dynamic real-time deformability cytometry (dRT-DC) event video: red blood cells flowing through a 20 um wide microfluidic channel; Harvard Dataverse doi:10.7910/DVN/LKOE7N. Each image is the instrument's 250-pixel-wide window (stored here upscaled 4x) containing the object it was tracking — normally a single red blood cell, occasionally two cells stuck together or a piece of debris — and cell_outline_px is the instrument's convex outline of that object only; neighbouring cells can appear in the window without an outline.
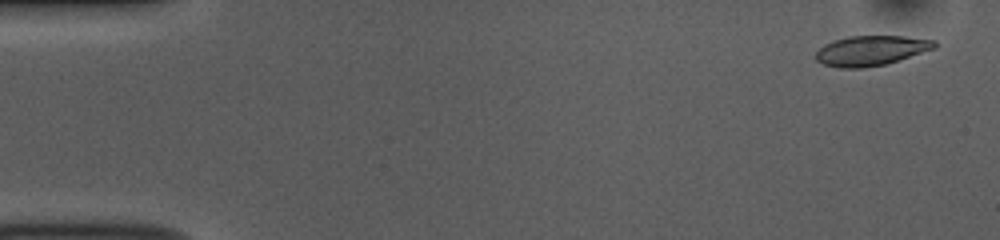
{"species": "common noctule bat (a hibernating species)", "species_latin": "Nyctalus noctula", "temperature_condition": "room temperature", "stored_images_in_passage": 52, "camera_frame_rate_fps": 3000, "um_per_image_px": 0.085, "animal": {"sex": "female", "body_mass_g": 10.0, "forearm_length_mm": 53.1}, "frame": {"image": 1, "passage_image": 2, "time_ms": 0.333, "image_size_px": [1000, 240], "cell_outline_px": [[936, 48], [884, 64], [860, 68], [840, 68], [824, 64], [816, 60], [812, 56], [824, 44], [848, 36], [904, 36], [936, 40]], "centroid_in_image_um": [74.01, 4.29], "position_along_channel_um": 11.0, "area_um2": 20.58}}
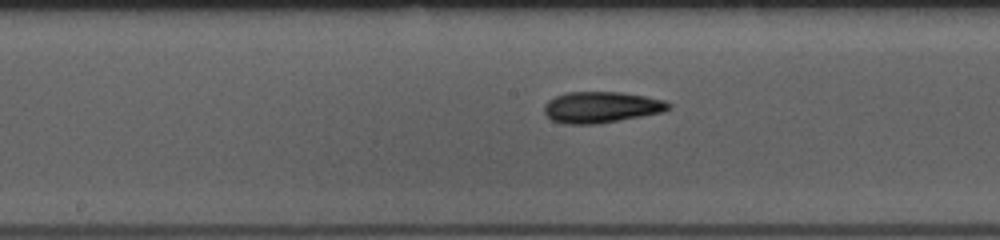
{"frame": {"image": 2, "passage_image": 26, "time_ms": 8.333, "image_size_px": [1000, 240], "cell_outline_px": [[672, 108], [664, 112], [596, 124], [568, 124], [552, 120], [544, 112], [544, 104], [548, 100], [556, 96], [568, 92], [620, 92], [644, 96], [664, 100], [672, 104]], "centroid_in_image_um": [51.13, 9.11], "position_along_channel_um": 197.1, "area_um2": 22.54}}
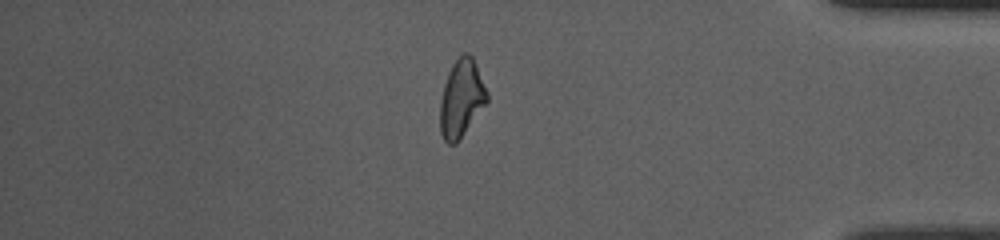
{"frame": {"image": 3, "passage_image": 44, "time_ms": 14.333, "image_size_px": [1000, 240], "cell_outline_px": [[488, 100], [460, 140], [456, 144], [448, 144], [444, 140], [440, 132], [440, 100], [444, 84], [448, 72], [452, 64], [464, 52], [468, 52], [472, 56], [488, 92]], "centroid_in_image_um": [39.21, 8.38], "position_along_channel_um": 396.0, "area_um2": 21.21}, "authors_computed_cell_mechanics": {"area_um2": 21.4438, "velocity_mm_per_s": 3.826, "shape_relaxation_time_tau1_ms": 6.6495, "shape_relaxation_time_tau2_ms": 2.8456, "deformation_change_tau1": 0.2147, "deformation_change_tau2": 0.1127}}